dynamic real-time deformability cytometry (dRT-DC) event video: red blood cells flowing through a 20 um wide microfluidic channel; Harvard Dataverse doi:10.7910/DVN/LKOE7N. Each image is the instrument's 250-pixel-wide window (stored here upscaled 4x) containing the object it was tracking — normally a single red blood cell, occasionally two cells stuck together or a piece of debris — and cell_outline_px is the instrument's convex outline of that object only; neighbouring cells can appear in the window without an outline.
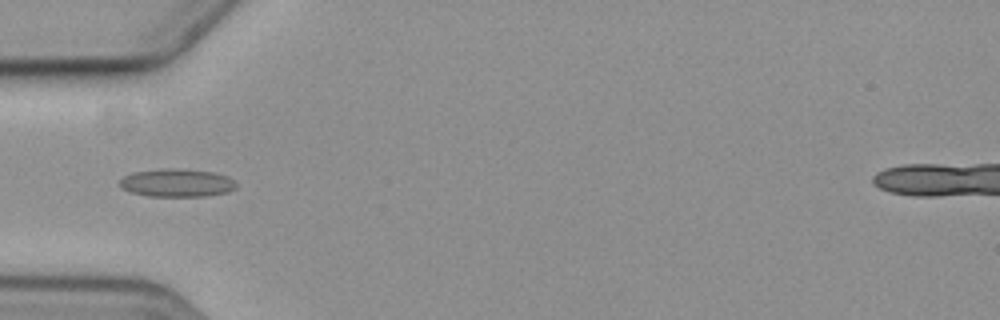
{"species": "common noctule bat (a hibernating species)", "species_latin": "Nyctalus noctula", "temperature_condition": "cold", "stored_images_in_passage": 5, "camera_frame_rate_fps": 3000, "um_per_image_px": 0.085, "animal": {"sex": "female", "body_mass_g": 19.3, "forearm_length_mm": 54.1}, "frame": {"image": 1, "passage_image": 5, "time_ms": 5.0, "image_size_px": [1000, 320], "cell_outline_px": [[236, 188], [228, 192], [208, 196], [148, 196], [132, 192], [120, 188], [120, 180], [124, 176], [132, 172], [164, 168], [172, 168], [216, 172], [228, 176], [236, 184]], "centroid_in_image_um": [15.04, 15.54], "position_along_channel_um": 70.0, "area_um2": 19.13}}